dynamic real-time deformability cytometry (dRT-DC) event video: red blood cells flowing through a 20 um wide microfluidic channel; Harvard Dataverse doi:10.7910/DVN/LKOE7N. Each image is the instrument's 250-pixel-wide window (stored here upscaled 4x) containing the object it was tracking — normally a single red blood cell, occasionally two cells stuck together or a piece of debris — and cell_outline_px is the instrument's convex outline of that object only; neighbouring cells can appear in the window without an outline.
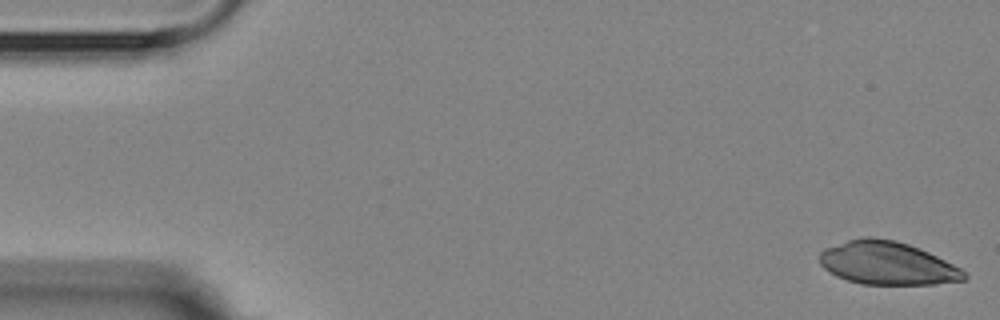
{"species": "Egyptian fruit bat (a non-hibernating species)", "species_latin": "Rousettus aegyptiacus", "temperature_condition": "room temperature", "stored_images_in_passage": 5, "camera_frame_rate_fps": 3000, "um_per_image_px": 0.085, "animal": {"sex": "female"}, "frame": {"image": 1, "passage_image": 1, "time_ms": 0.0, "image_size_px": [1000, 320], "cell_outline_px": [[968, 276], [964, 280], [936, 284], [860, 284], [836, 276], [824, 268], [820, 264], [820, 252], [824, 248], [848, 240], [864, 236], [872, 236], [896, 240], [920, 248], [960, 268]], "centroid_in_image_um": [75.4, 22.36], "position_along_channel_um": 9.6, "area_um2": 36.3}}